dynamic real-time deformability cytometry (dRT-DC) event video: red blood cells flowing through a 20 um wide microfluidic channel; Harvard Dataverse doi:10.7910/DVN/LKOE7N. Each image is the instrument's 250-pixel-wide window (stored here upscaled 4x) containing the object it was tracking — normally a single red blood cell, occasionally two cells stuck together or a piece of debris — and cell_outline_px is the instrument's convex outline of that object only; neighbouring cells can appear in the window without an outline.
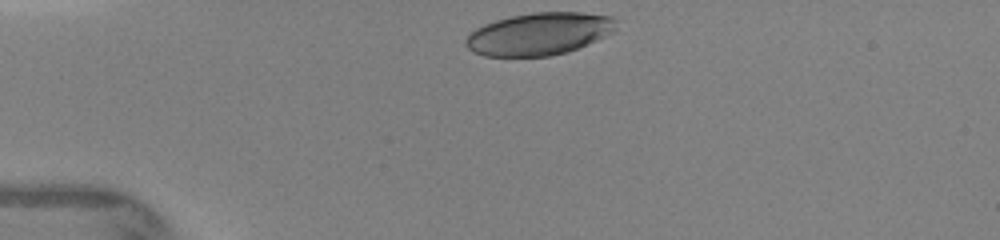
{"species": "human", "species_latin": "Homo sapiens", "temperature_condition": "warm", "stored_images_in_passage": 13, "camera_frame_rate_fps": 3000, "um_per_image_px": 0.085, "donor": {"sex": "female"}, "frame": {"image": 1, "passage_image": 1, "time_ms": 0.0, "image_size_px": [1000, 240], "cell_outline_px": [[616, 20], [612, 28], [604, 36], [596, 40], [568, 52], [548, 56], [484, 56], [472, 52], [464, 44], [464, 40], [476, 28], [484, 24], [496, 20], [512, 16], [532, 12], [580, 12], [612, 16]], "centroid_in_image_um": [45.76, 2.88], "position_along_channel_um": 39.2, "area_um2": 36.82}}
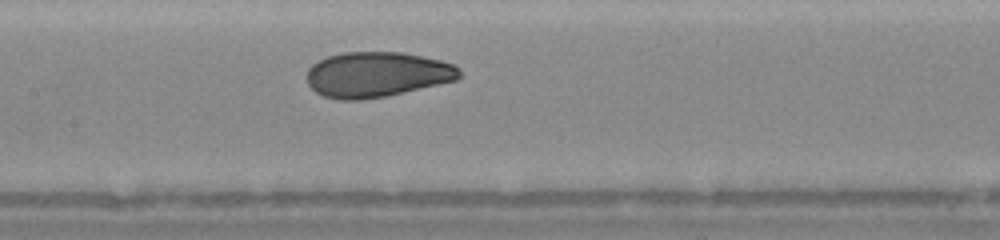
{"frame": {"image": 2, "passage_image": 10, "time_ms": 4.0, "image_size_px": [1000, 240], "cell_outline_px": [[460, 76], [456, 80], [384, 96], [360, 100], [344, 100], [324, 96], [316, 92], [308, 84], [308, 68], [312, 64], [328, 56], [344, 52], [400, 52], [440, 60], [452, 64], [460, 68]], "centroid_in_image_um": [32.02, 6.32], "position_along_channel_um": 175.4, "area_um2": 39.77}}
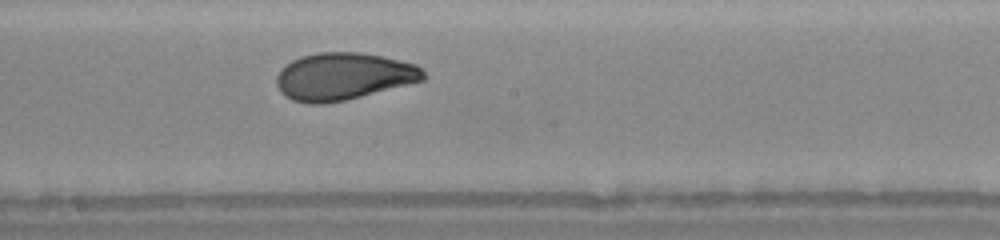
{"frame": {"image": 3, "passage_image": 13, "time_ms": 5.0, "image_size_px": [1000, 240], "cell_outline_px": [[424, 80], [344, 100], [324, 104], [308, 104], [292, 100], [284, 96], [280, 92], [276, 84], [276, 76], [280, 68], [284, 64], [300, 56], [320, 52], [360, 52], [384, 56], [416, 64], [424, 72]], "centroid_in_image_um": [29.13, 6.48], "position_along_channel_um": 219.1, "area_um2": 40.58}}